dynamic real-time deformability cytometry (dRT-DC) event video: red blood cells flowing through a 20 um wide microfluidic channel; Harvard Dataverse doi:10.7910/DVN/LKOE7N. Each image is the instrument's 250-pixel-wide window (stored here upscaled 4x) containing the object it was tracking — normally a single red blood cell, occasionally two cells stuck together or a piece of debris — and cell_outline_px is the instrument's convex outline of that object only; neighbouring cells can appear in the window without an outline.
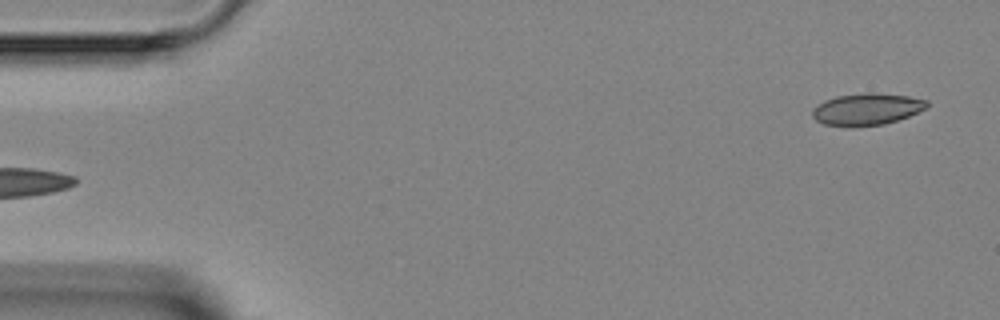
{"species": "Egyptian fruit bat (a non-hibernating species)", "species_latin": "Rousettus aegyptiacus", "temperature_condition": "room temperature", "stored_images_in_passage": 5, "segment_of_instrument_passage": [2, 2], "camera_frame_rate_fps": 3000, "um_per_image_px": 0.085, "animal": {"sex": "female"}, "frame": {"image": 1, "passage_image": 5, "time_ms": 4.667, "image_size_px": [1000, 320], "cell_outline_px": [[928, 108], [908, 116], [884, 124], [848, 128], [824, 124], [816, 120], [812, 116], [812, 108], [824, 100], [836, 96], [868, 92], [872, 92], [908, 96], [928, 100]], "centroid_in_image_um": [73.65, 9.29], "position_along_channel_um": 11.3, "area_um2": 21.56}}